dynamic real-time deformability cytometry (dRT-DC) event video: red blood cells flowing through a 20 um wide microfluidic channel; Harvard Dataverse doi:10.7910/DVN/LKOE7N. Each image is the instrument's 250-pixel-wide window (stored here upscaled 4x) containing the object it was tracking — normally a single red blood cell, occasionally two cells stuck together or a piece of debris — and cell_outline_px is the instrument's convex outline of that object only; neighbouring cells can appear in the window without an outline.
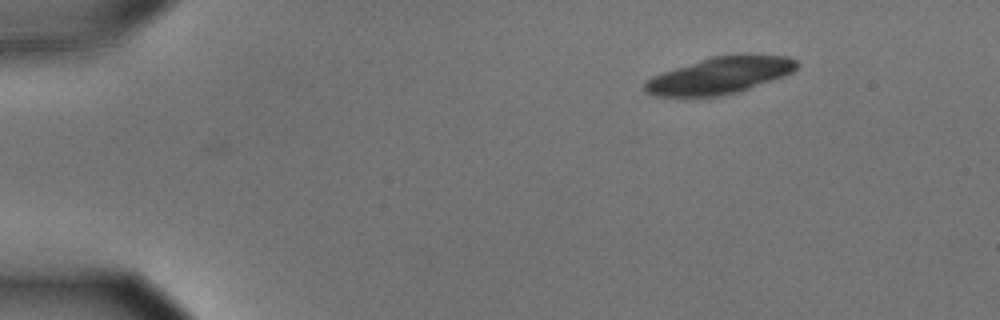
{"species": "common noctule bat (a hibernating species)", "species_latin": "Nyctalus noctula", "temperature_condition": "cold", "stored_images_in_passage": 4, "camera_frame_rate_fps": 3000, "um_per_image_px": 0.085, "animal": {"sex": "male", "body_mass_g": 15.6}, "frame": {"image": 1, "passage_image": 4, "time_ms": 1.0, "image_size_px": [1000, 320], "cell_outline_px": [[796, 68], [792, 72], [784, 76], [736, 92], [720, 96], [688, 100], [652, 96], [644, 92], [644, 80], [652, 76], [712, 56], [744, 52], [748, 52], [788, 56], [796, 60]], "centroid_in_image_um": [61.12, 6.43], "position_along_channel_um": 23.9, "area_um2": 33.81}}